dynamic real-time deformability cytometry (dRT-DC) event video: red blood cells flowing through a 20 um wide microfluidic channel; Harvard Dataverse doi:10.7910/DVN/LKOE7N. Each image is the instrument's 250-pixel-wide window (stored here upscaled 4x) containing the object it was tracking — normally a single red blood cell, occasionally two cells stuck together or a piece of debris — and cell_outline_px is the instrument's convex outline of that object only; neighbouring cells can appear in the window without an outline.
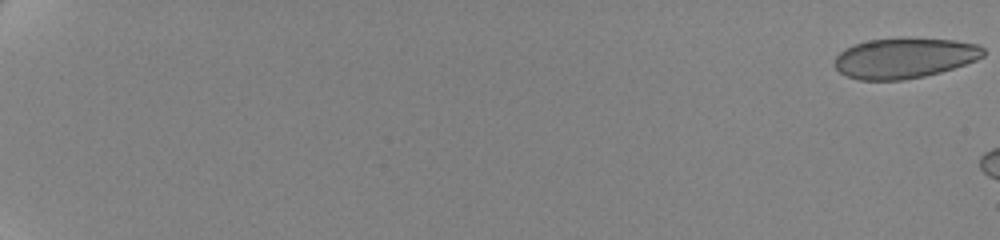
{"species": "human", "species_latin": "Homo sapiens", "temperature_condition": "cold", "stored_images_in_passage": 18, "camera_frame_rate_fps": 3000, "um_per_image_px": 0.085, "donor": {"sex": "female"}, "frame": {"image": 1, "passage_image": 1, "time_ms": 0.0, "image_size_px": [1000, 240], "cell_outline_px": [[984, 56], [976, 60], [940, 72], [924, 76], [904, 80], [860, 80], [848, 76], [840, 72], [836, 68], [836, 56], [844, 48], [856, 44], [872, 40], [952, 40], [976, 44], [984, 48]], "centroid_in_image_um": [76.87, 4.97], "position_along_channel_um": 8.1, "area_um2": 33.93}}